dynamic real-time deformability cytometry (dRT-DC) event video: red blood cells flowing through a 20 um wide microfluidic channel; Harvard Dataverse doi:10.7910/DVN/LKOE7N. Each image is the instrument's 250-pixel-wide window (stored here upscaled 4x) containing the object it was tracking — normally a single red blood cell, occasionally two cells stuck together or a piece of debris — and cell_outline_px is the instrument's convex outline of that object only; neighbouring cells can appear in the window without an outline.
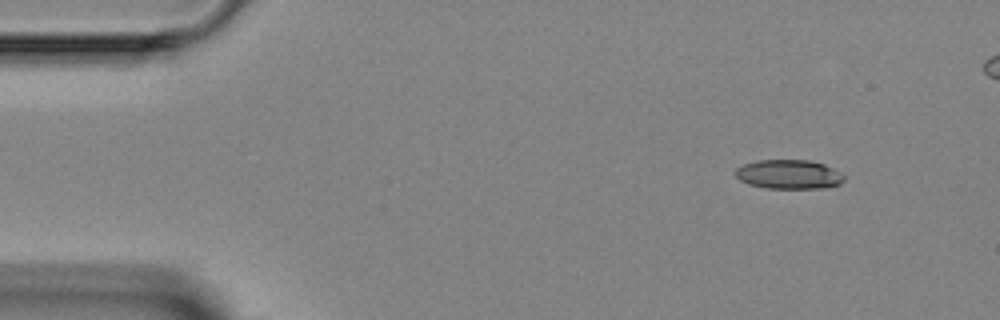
{"species": "Egyptian fruit bat (a non-hibernating species)", "species_latin": "Rousettus aegyptiacus", "temperature_condition": "room temperature", "stored_images_in_passage": 4, "camera_frame_rate_fps": 3000, "um_per_image_px": 0.085, "animal": {"sex": "female"}, "frame": {"image": 1, "passage_image": 1, "time_ms": 0.0, "image_size_px": [1000, 320], "cell_outline_px": [[844, 180], [840, 184], [824, 188], [768, 188], [748, 184], [740, 180], [736, 176], [736, 168], [744, 164], [756, 160], [808, 160], [824, 164], [832, 168], [844, 176]], "centroid_in_image_um": [67.04, 14.82], "position_along_channel_um": 18.0, "area_um2": 18.38}}